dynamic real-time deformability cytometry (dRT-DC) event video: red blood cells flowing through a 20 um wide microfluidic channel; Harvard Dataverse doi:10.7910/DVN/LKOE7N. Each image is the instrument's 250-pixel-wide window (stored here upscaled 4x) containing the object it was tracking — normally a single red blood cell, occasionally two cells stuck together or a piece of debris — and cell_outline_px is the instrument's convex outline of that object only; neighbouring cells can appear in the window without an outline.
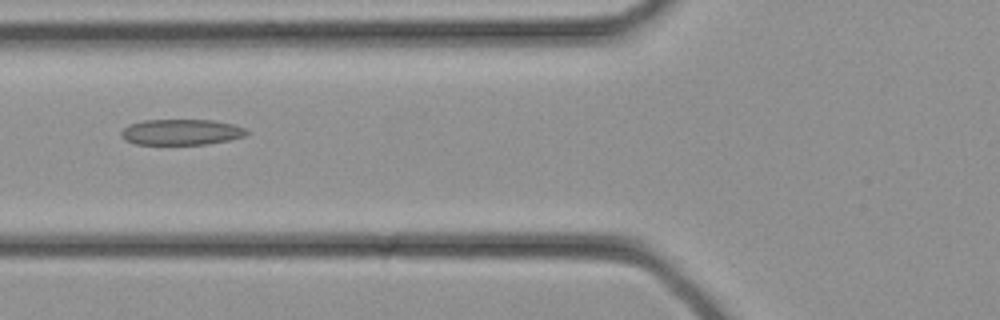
{"species": "common noctule bat (a hibernating species)", "species_latin": "Nyctalus noctula", "temperature_condition": "cold", "stored_images_in_passage": 29, "camera_frame_rate_fps": 3000, "um_per_image_px": 0.085, "animal": {"sex": "female", "body_mass_g": 21.9}, "frame": {"image": 1, "passage_image": 9, "time_ms": 2.667, "image_size_px": [1000, 320], "cell_outline_px": [[248, 132], [244, 136], [228, 140], [208, 144], [136, 144], [124, 140], [120, 136], [120, 132], [128, 124], [144, 120], [212, 120], [236, 124], [248, 128]], "centroid_in_image_um": [15.41, 11.22], "position_along_channel_um": 110.4, "area_um2": 19.02}}
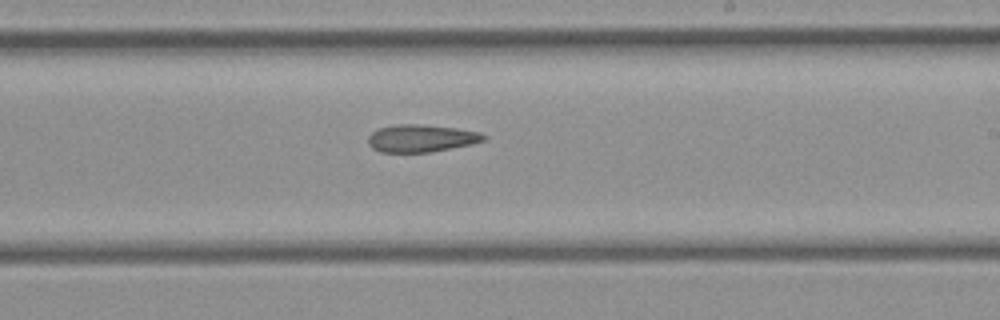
{"frame": {"image": 2, "passage_image": 16, "time_ms": 5.0, "image_size_px": [1000, 320], "cell_outline_px": [[488, 140], [472, 144], [432, 152], [380, 152], [372, 148], [368, 144], [368, 136], [372, 132], [380, 128], [396, 124], [420, 124], [456, 128], [480, 132], [488, 136]], "centroid_in_image_um": [35.84, 11.76], "position_along_channel_um": 253.2, "area_um2": 18.67}}
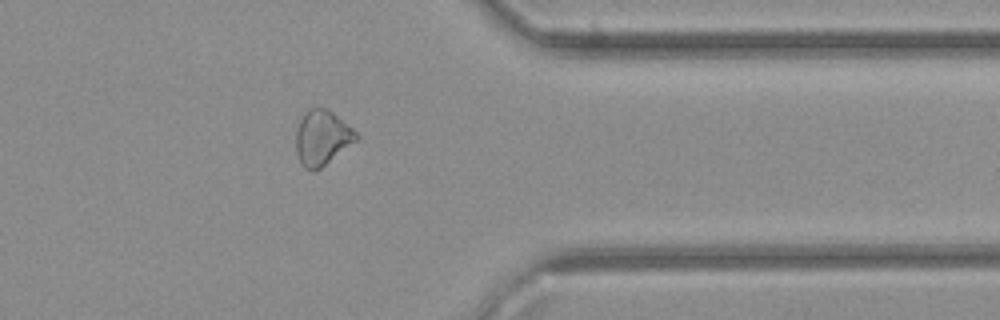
{"frame": {"image": 3, "passage_image": 23, "time_ms": 7.333, "image_size_px": [1000, 320], "cell_outline_px": [[360, 136], [356, 140], [320, 168], [312, 172], [304, 168], [300, 164], [296, 152], [296, 132], [300, 120], [304, 112], [308, 108], [324, 108], [332, 112], [352, 128]], "centroid_in_image_um": [27.34, 11.72], "position_along_channel_um": 384.1, "area_um2": 19.07}}